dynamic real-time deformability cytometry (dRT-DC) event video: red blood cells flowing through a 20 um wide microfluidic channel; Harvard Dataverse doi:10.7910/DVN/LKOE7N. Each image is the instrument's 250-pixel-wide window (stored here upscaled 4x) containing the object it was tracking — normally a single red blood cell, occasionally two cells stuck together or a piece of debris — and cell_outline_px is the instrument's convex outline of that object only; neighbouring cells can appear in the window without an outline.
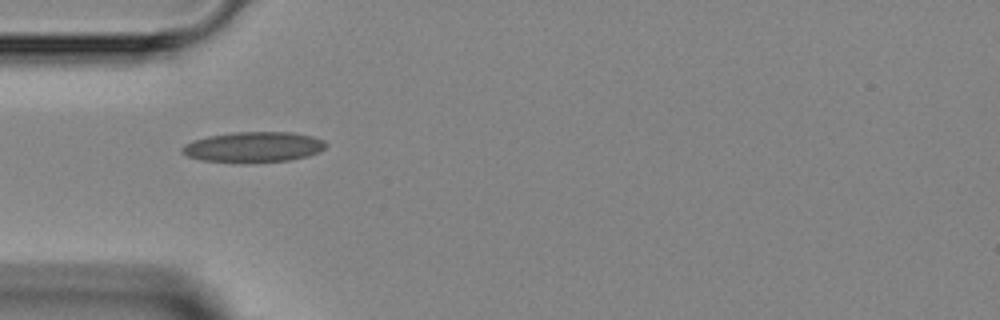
{"species": "Egyptian fruit bat (a non-hibernating species)", "species_latin": "Rousettus aegyptiacus", "temperature_condition": "room temperature", "stored_images_in_passage": 2, "camera_frame_rate_fps": 3000, "um_per_image_px": 0.085, "animal": {"sex": "female"}, "frame": {"image": 1, "passage_image": 1, "time_ms": 0.0, "image_size_px": [1000, 320], "cell_outline_px": [[328, 144], [320, 152], [308, 156], [288, 160], [252, 164], [244, 164], [200, 160], [188, 156], [180, 152], [180, 148], [184, 144], [192, 140], [208, 136], [232, 132], [292, 132], [312, 136], [324, 140]], "centroid_in_image_um": [21.52, 12.52], "position_along_channel_um": 63.5, "area_um2": 26.18}}
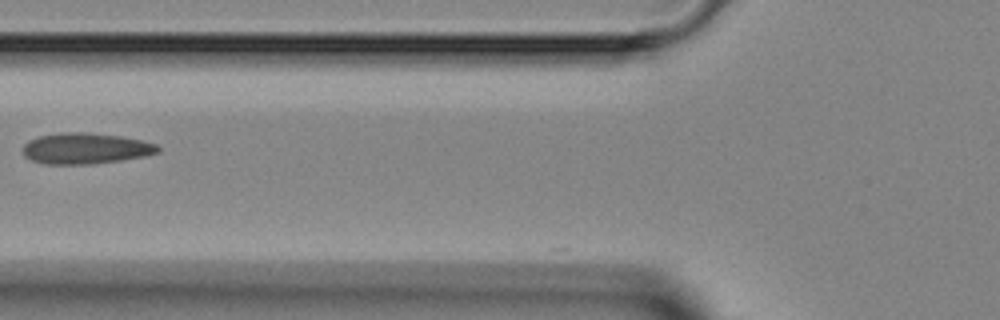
{"frame": {"image": 2, "passage_image": 2, "time_ms": 1.333, "image_size_px": [1000, 320], "cell_outline_px": [[160, 152], [144, 156], [120, 160], [92, 164], [44, 164], [32, 160], [24, 156], [24, 144], [28, 140], [40, 136], [60, 132], [84, 132], [120, 136], [140, 140], [156, 144], [160, 148]], "centroid_in_image_um": [7.26, 12.62], "position_along_channel_um": 118.5, "area_um2": 24.28}}